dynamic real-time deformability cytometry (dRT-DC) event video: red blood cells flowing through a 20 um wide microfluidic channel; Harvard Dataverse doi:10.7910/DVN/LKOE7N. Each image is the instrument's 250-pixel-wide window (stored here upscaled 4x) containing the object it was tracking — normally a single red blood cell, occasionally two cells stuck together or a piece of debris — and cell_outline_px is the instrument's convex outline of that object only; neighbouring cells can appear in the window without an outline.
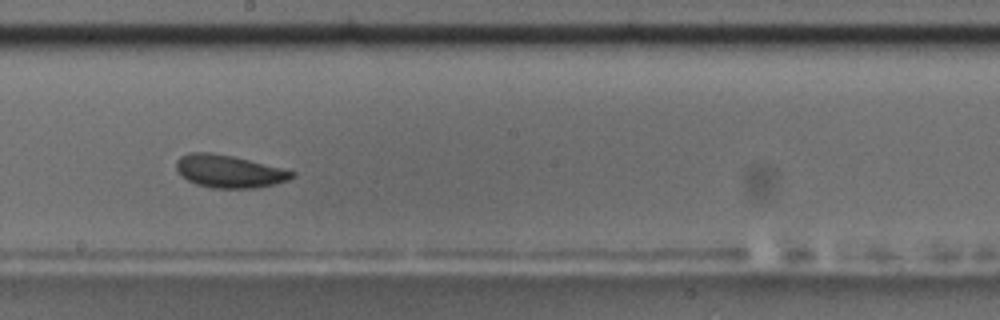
{"species": "common noctule bat (a hibernating species)", "species_latin": "Nyctalus noctula", "temperature_condition": "room temperature", "stored_images_in_passage": 10, "camera_frame_rate_fps": 3000, "um_per_image_px": 0.085, "animal": {"sex": "male", "body_mass_g": 17.5, "forearm_length_mm": 52.3}, "frame": {"image": 1, "passage_image": 9, "time_ms": 9.0, "image_size_px": [1000, 320], "cell_outline_px": [[296, 176], [288, 180], [256, 188], [212, 188], [196, 184], [180, 176], [176, 168], [176, 160], [180, 156], [188, 152], [212, 152], [232, 156], [296, 172]], "centroid_in_image_um": [19.42, 14.56], "position_along_channel_um": 228.8, "area_um2": 21.96}}